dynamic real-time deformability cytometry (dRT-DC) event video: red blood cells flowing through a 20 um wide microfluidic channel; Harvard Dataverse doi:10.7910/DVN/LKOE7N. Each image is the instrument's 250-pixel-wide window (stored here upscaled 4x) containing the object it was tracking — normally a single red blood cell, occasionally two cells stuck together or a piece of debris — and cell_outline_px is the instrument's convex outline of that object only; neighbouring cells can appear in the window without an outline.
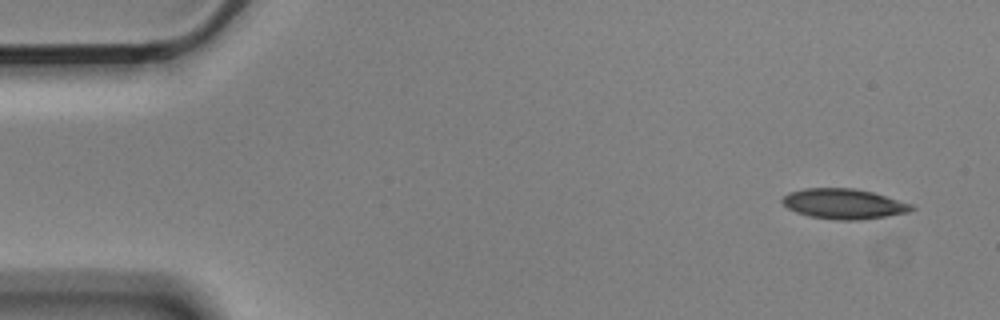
{"species": "Egyptian fruit bat (a non-hibernating species)", "species_latin": "Rousettus aegyptiacus", "temperature_condition": "cold", "stored_images_in_passage": 4, "camera_frame_rate_fps": 3000, "um_per_image_px": 0.085, "animal": {"sex": "male"}, "frame": {"image": 1, "passage_image": 1, "time_ms": 0.0, "image_size_px": [1000, 320], "cell_outline_px": [[916, 208], [908, 212], [888, 216], [860, 220], [836, 220], [808, 216], [796, 212], [788, 208], [780, 200], [788, 192], [804, 188], [852, 188], [872, 192], [912, 204]], "centroid_in_image_um": [71.7, 17.33], "position_along_channel_um": 13.3, "area_um2": 22.77}}
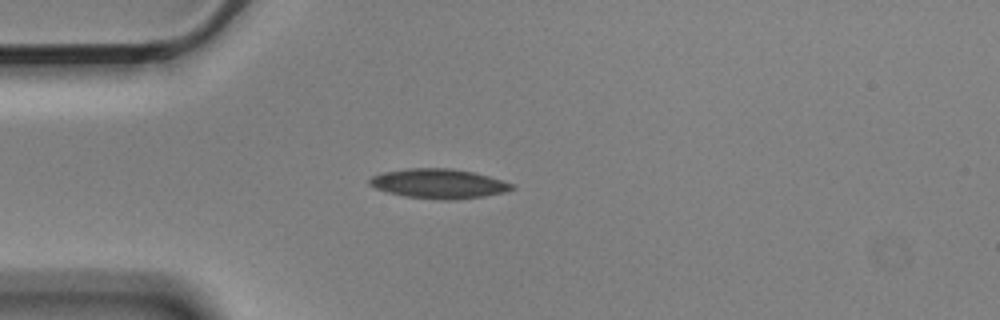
{"frame": {"image": 2, "passage_image": 4, "time_ms": 1.0, "image_size_px": [1000, 320], "cell_outline_px": [[516, 188], [504, 192], [484, 196], [456, 200], [440, 200], [404, 196], [388, 192], [376, 188], [368, 184], [368, 180], [372, 176], [384, 172], [408, 168], [452, 168], [472, 172], [488, 176], [512, 184]], "centroid_in_image_um": [37.27, 15.61], "position_along_channel_um": 47.7, "area_um2": 24.45}}